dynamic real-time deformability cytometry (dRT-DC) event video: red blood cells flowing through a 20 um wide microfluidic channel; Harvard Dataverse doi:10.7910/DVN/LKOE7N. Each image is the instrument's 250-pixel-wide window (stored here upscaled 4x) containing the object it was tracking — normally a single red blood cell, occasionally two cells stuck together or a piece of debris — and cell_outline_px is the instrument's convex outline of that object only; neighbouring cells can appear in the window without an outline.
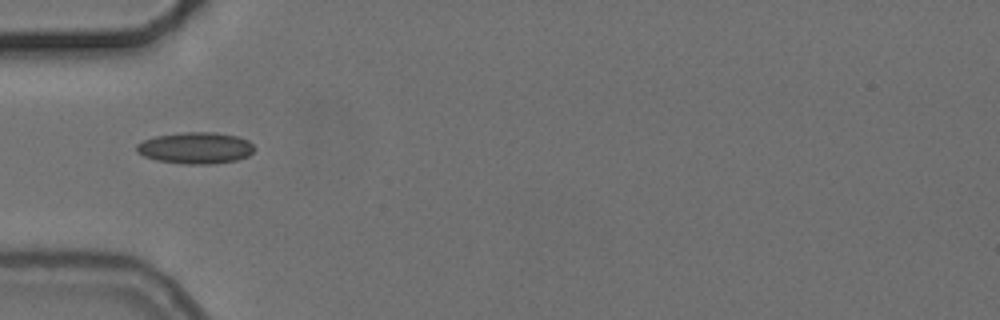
{"species": "common noctule bat (a hibernating species)", "species_latin": "Nyctalus noctula", "temperature_condition": "cold", "stored_images_in_passage": 7, "camera_frame_rate_fps": 3000, "um_per_image_px": 0.085, "animal": {"sex": "female", "body_mass_g": 24.6, "forearm_length_mm": 56.2}, "frame": {"image": 1, "passage_image": 5, "time_ms": 5.667, "image_size_px": [1000, 320], "cell_outline_px": [[256, 148], [248, 156], [236, 160], [212, 164], [184, 164], [156, 160], [144, 156], [136, 152], [136, 144], [144, 140], [156, 136], [184, 132], [216, 132], [236, 136], [248, 140]], "centroid_in_image_um": [16.62, 12.58], "position_along_channel_um": 68.4, "area_um2": 21.68}}
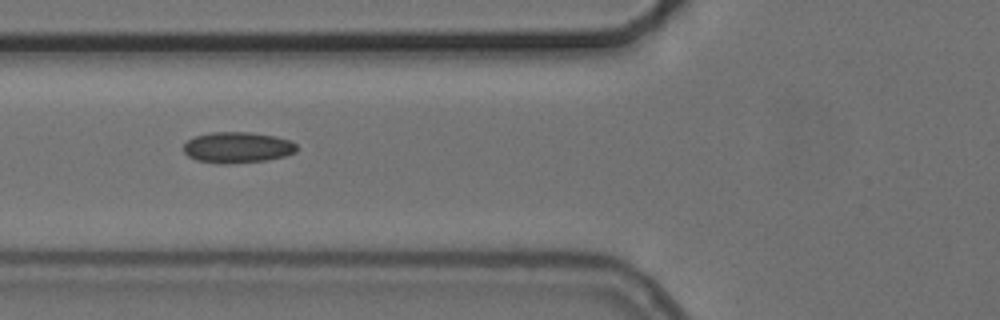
{"frame": {"image": 2, "passage_image": 6, "time_ms": 6.667, "image_size_px": [1000, 320], "cell_outline_px": [[296, 152], [284, 156], [268, 160], [228, 164], [220, 164], [196, 160], [188, 156], [184, 152], [184, 144], [188, 140], [196, 136], [212, 132], [248, 132], [276, 136], [288, 140], [296, 144]], "centroid_in_image_um": [20.17, 12.54], "position_along_channel_um": 105.6, "area_um2": 20.4}}
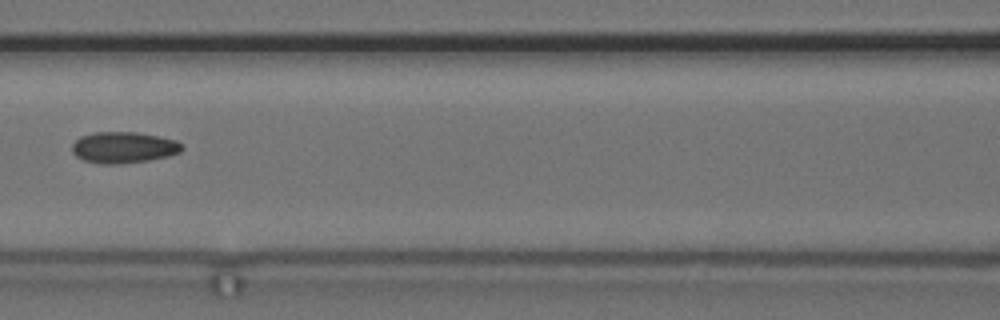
{"frame": {"image": 3, "passage_image": 7, "time_ms": 8.0, "image_size_px": [1000, 320], "cell_outline_px": [[184, 148], [180, 152], [168, 156], [148, 160], [116, 164], [100, 164], [84, 160], [76, 156], [72, 152], [72, 144], [80, 136], [96, 132], [136, 132], [176, 140], [184, 144]], "centroid_in_image_um": [10.51, 12.53], "position_along_channel_um": 156.1, "area_um2": 20.0}}